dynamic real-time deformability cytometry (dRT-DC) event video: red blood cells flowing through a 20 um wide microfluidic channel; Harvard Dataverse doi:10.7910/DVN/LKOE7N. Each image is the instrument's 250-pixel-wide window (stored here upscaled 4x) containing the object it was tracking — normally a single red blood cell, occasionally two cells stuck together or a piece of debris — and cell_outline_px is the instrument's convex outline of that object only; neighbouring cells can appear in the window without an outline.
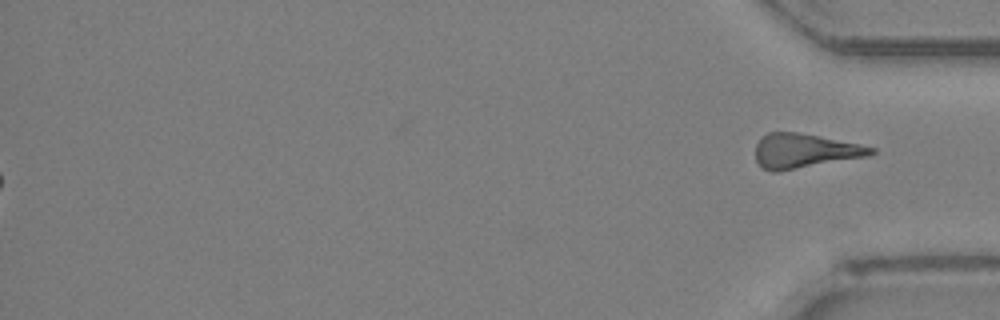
{"species": "Egyptian fruit bat (a non-hibernating species)", "species_latin": "Rousettus aegyptiacus", "temperature_condition": "room temperature", "stored_images_in_passage": 34, "segment_of_instrument_passage": [2, 2], "camera_frame_rate_fps": 3000, "um_per_image_px": 0.085, "animal": {"sex": "female"}, "frame": {"image": 1, "passage_image": 34, "time_ms": 11.0, "image_size_px": [1000, 320], "cell_outline_px": [[876, 152], [868, 156], [776, 172], [772, 172], [760, 168], [756, 160], [756, 144], [768, 132], [796, 132], [820, 136], [860, 144], [876, 148]], "centroid_in_image_um": [68.38, 12.83], "position_along_channel_um": 366.8, "area_um2": 23.12}}